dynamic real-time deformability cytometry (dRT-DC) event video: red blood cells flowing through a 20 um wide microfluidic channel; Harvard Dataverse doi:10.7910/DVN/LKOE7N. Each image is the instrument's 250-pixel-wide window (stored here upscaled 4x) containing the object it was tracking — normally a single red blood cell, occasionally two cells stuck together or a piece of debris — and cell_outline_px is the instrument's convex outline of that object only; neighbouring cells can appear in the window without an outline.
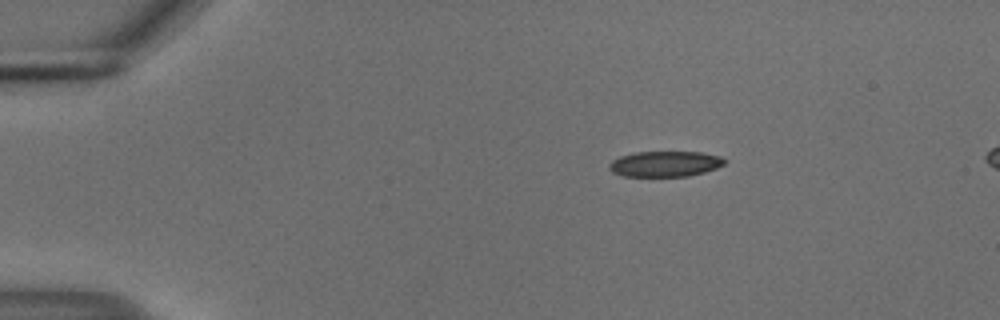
{"species": "common noctule bat (a hibernating species)", "species_latin": "Nyctalus noctula", "temperature_condition": "cold", "stored_images_in_passage": 46, "camera_frame_rate_fps": 3000, "um_per_image_px": 0.085, "animal": {"sex": "male", "body_mass_g": 18.8}, "frame": {"image": 1, "passage_image": 1, "time_ms": 0.0, "image_size_px": [1000, 320], "cell_outline_px": [[728, 160], [724, 164], [716, 168], [704, 172], [688, 176], [624, 176], [612, 172], [608, 168], [608, 164], [612, 160], [620, 156], [636, 152], [700, 152], [720, 156]], "centroid_in_image_um": [56.52, 13.93], "position_along_channel_um": 28.5, "area_um2": 17.22}}
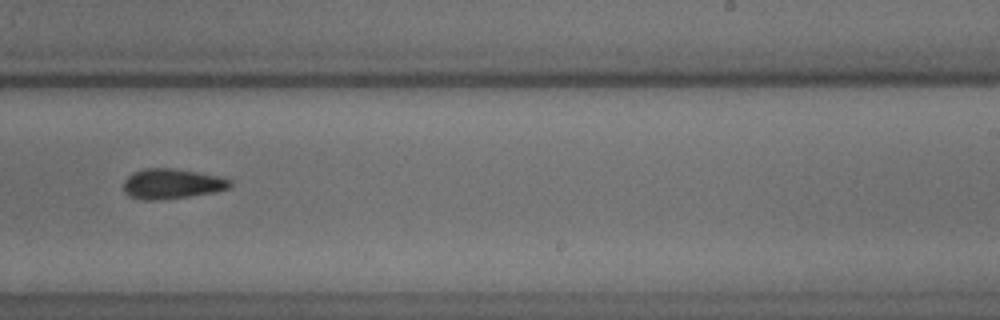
{"frame": {"image": 2, "passage_image": 26, "time_ms": 8.333, "image_size_px": [1000, 320], "cell_outline_px": [[232, 184], [228, 188], [212, 192], [188, 196], [156, 200], [144, 200], [128, 196], [124, 192], [124, 180], [132, 172], [144, 168], [172, 168], [196, 172], [216, 176], [232, 180]], "centroid_in_image_um": [14.55, 15.62], "position_along_channel_um": 274.5, "area_um2": 18.5}}
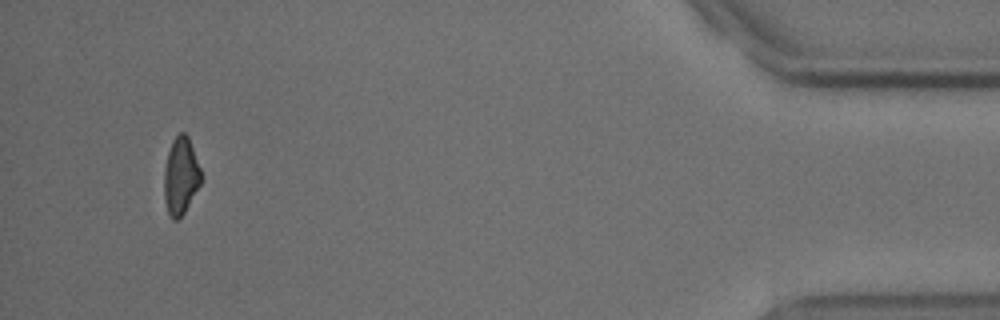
{"frame": {"image": 3, "passage_image": 43, "time_ms": 14.0, "image_size_px": [1000, 320], "cell_outline_px": [[200, 184], [184, 212], [176, 220], [172, 220], [168, 212], [164, 196], [164, 168], [168, 152], [172, 140], [180, 132], [184, 132], [188, 136], [200, 168]], "centroid_in_image_um": [15.34, 14.94], "position_along_channel_um": 419.9, "area_um2": 16.3}, "authors_computed_cell_mechanics": {"area_um2": 18.5249, "velocity_mm_per_s": 3.7448, "shape_relaxation_time_tau1_ms": 3.2267, "shape_relaxation_time_tau2_ms": null, "deformation_change_tau1": 0.1117, "deformation_change_tau2": null}}